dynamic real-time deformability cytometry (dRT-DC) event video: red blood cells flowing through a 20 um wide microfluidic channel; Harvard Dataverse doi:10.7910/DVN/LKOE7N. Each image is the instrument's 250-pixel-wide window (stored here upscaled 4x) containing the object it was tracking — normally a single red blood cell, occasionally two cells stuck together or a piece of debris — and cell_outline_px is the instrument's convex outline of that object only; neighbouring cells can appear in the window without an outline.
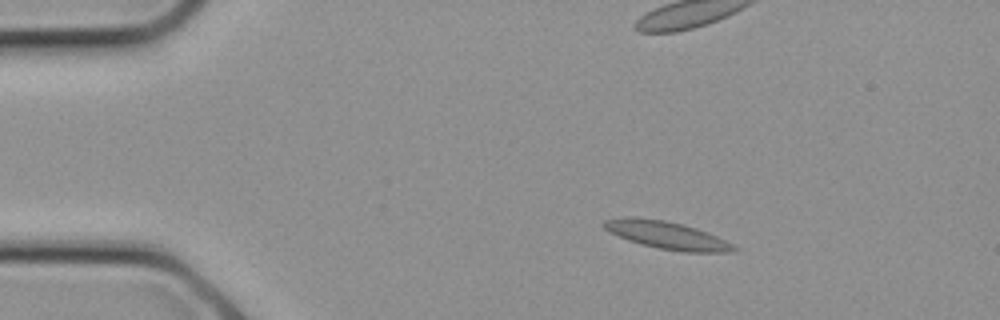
{"species": "common noctule bat (a hibernating species)", "species_latin": "Nyctalus noctula", "temperature_condition": "cold", "stored_images_in_passage": 6, "camera_frame_rate_fps": 3000, "um_per_image_px": 0.085, "animal": {"sex": "female", "body_mass_g": 21.9}, "frame": {"image": 1, "passage_image": 2, "time_ms": 0.333, "image_size_px": [1000, 320], "cell_outline_px": [[740, 248], [736, 252], [680, 252], [640, 244], [628, 240], [604, 228], [600, 224], [604, 220], [624, 216], [632, 216], [664, 220], [684, 224], [708, 232]], "centroid_in_image_um": [56.69, 19.98], "position_along_channel_um": 28.3, "area_um2": 21.04}}